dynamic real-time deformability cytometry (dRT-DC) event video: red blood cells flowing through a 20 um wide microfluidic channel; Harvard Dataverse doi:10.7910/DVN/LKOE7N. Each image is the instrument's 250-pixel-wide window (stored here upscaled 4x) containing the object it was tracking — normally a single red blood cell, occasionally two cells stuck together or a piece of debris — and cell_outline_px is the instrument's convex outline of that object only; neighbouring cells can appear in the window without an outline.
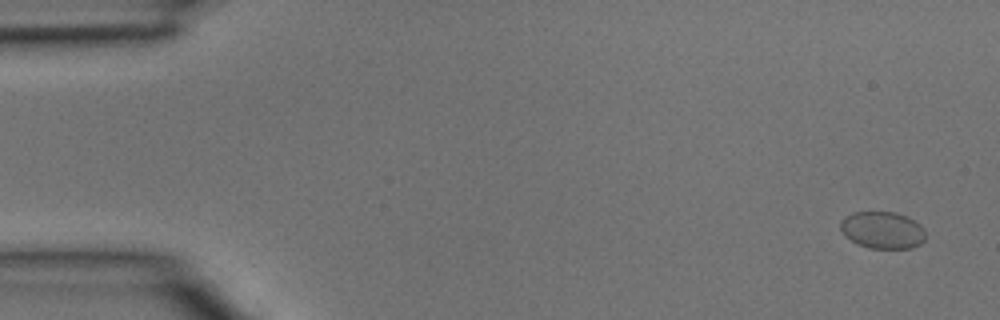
{"species": "common noctule bat (a hibernating species)", "species_latin": "Nyctalus noctula", "temperature_condition": "room temperature", "stored_images_in_passage": 5, "camera_frame_rate_fps": 3000, "um_per_image_px": 0.085, "animal": {"sex": "male", "body_mass_g": 15.6}, "frame": {"image": 1, "passage_image": 1, "time_ms": 0.0, "image_size_px": [1000, 320], "cell_outline_px": [[924, 240], [920, 244], [912, 248], [868, 248], [844, 236], [840, 228], [840, 220], [844, 216], [852, 212], [896, 212], [908, 216], [920, 224], [924, 228]], "centroid_in_image_um": [75.0, 19.54], "position_along_channel_um": 10.0, "area_um2": 18.5}}